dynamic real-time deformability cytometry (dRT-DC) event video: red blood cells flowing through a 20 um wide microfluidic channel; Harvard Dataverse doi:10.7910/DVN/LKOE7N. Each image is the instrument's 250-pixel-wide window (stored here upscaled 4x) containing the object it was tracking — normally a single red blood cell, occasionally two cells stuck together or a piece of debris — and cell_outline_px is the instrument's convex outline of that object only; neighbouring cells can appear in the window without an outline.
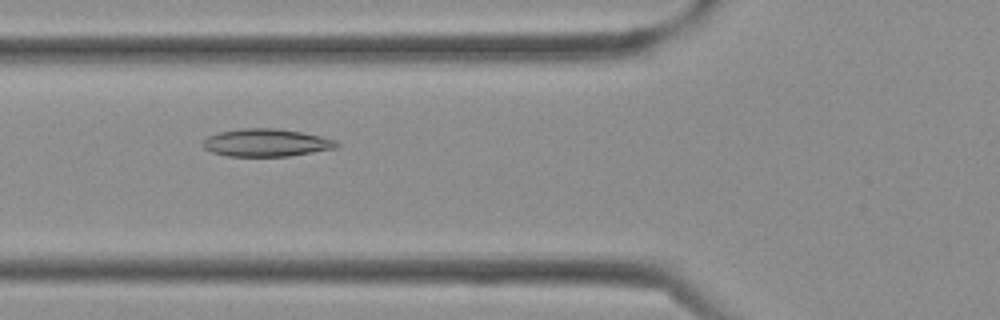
{"species": "Egyptian fruit bat (a non-hibernating species)", "species_latin": "Rousettus aegyptiacus", "temperature_condition": "cold", "stored_images_in_passage": 30, "camera_frame_rate_fps": 3000, "um_per_image_px": 0.085, "frame": {"image": 1, "passage_image": 6, "time_ms": 1.667, "image_size_px": [1000, 320], "cell_outline_px": [[340, 148], [288, 156], [228, 156], [212, 152], [204, 148], [204, 140], [208, 136], [220, 132], [240, 128], [276, 128], [300, 132], [320, 136], [336, 140], [340, 144]], "centroid_in_image_um": [22.68, 12.13], "position_along_channel_um": 103.1, "area_um2": 21.56}}
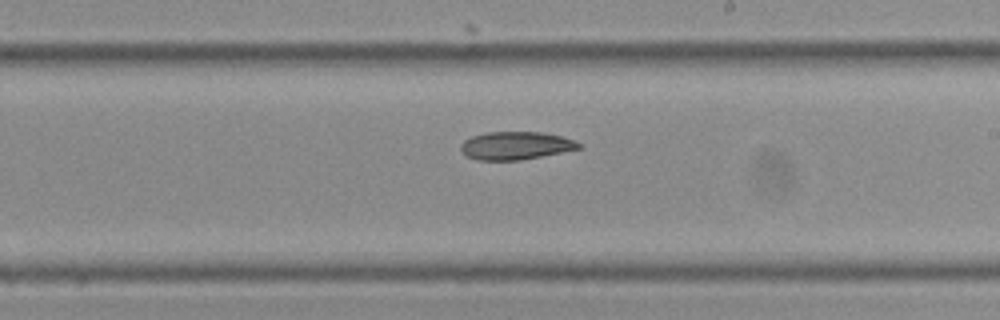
{"frame": {"image": 2, "passage_image": 14, "time_ms": 4.333, "image_size_px": [1000, 320], "cell_outline_px": [[584, 148], [520, 160], [476, 160], [468, 156], [460, 148], [460, 144], [464, 140], [472, 136], [488, 132], [540, 132], [560, 136], [584, 144]], "centroid_in_image_um": [43.86, 12.38], "position_along_channel_um": 245.1, "area_um2": 19.19}}
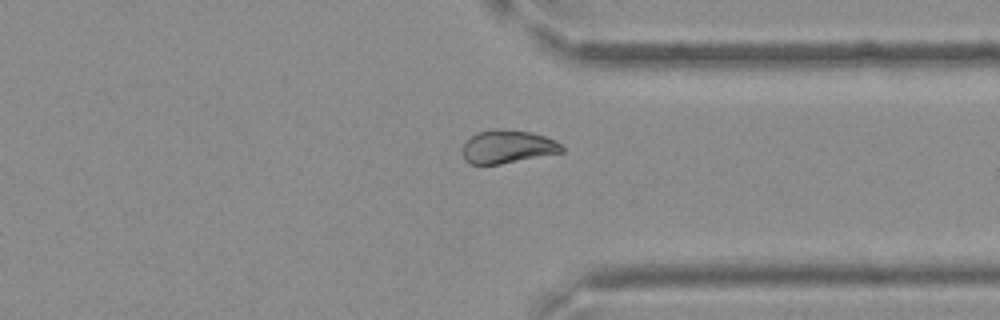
{"frame": {"image": 3, "passage_image": 21, "time_ms": 6.667, "image_size_px": [1000, 320], "cell_outline_px": [[564, 152], [500, 164], [472, 164], [464, 160], [464, 144], [472, 136], [480, 132], [500, 128], [532, 132], [556, 140], [564, 148]], "centroid_in_image_um": [43.19, 12.47], "position_along_channel_um": 368.2, "area_um2": 19.02}}